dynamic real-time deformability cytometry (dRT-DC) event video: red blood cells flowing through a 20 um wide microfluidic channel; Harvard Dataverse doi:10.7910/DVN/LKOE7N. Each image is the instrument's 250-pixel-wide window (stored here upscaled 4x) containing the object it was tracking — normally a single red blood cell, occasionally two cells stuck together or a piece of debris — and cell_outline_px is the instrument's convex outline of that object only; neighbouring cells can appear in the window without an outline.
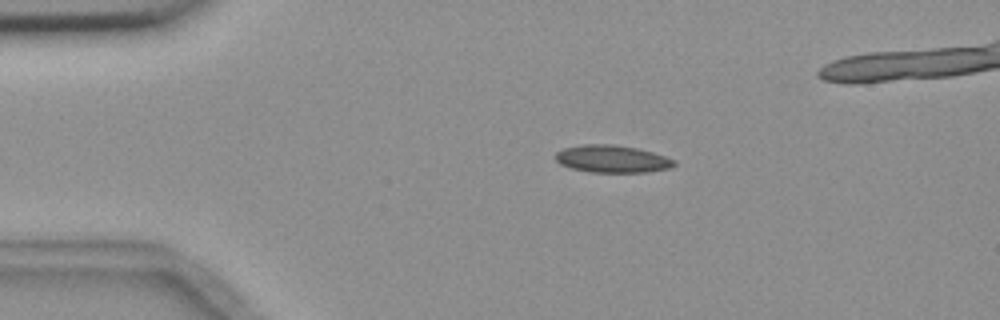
{"species": "common noctule bat (a hibernating species)", "species_latin": "Nyctalus noctula", "temperature_condition": "room temperature", "stored_images_in_passage": 4, "camera_frame_rate_fps": 3000, "um_per_image_px": 0.085, "animal": {"sex": "female", "body_mass_g": 18.4}, "frame": {"image": 1, "passage_image": 2, "time_ms": 2.0, "image_size_px": [1000, 320], "cell_outline_px": [[676, 164], [668, 168], [644, 172], [592, 172], [572, 168], [560, 164], [556, 160], [556, 152], [564, 148], [584, 144], [616, 144], [636, 148], [652, 152], [676, 160]], "centroid_in_image_um": [52.02, 13.5], "position_along_channel_um": 33.0, "area_um2": 18.79}}